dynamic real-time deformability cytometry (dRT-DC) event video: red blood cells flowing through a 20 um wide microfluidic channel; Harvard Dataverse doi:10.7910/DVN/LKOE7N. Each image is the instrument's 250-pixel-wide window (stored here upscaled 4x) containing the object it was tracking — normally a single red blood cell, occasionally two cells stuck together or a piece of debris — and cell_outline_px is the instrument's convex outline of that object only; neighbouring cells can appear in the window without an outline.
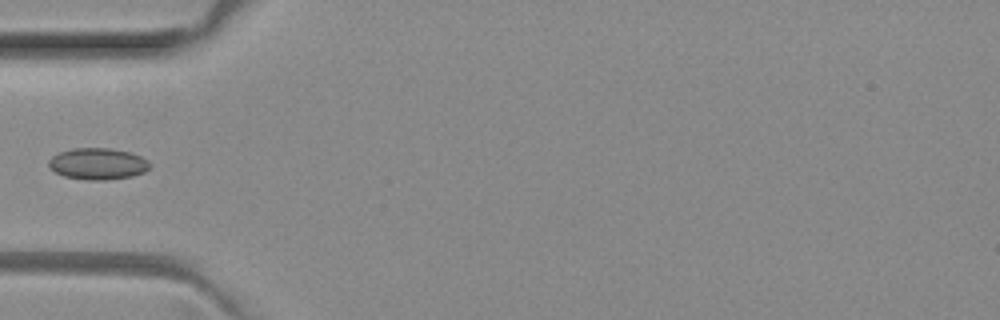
{"species": "common noctule bat (a hibernating species)", "species_latin": "Nyctalus noctula", "temperature_condition": "room temperature", "stored_images_in_passage": 4, "camera_frame_rate_fps": 3000, "um_per_image_px": 0.085, "animal": {"sex": "female", "body_mass_g": 29.2, "forearm_length_mm": 56.3}, "frame": {"image": 1, "passage_image": 3, "time_ms": 0.667, "image_size_px": [1000, 320], "cell_outline_px": [[148, 168], [144, 172], [132, 176], [108, 180], [88, 180], [64, 176], [56, 172], [48, 164], [48, 160], [52, 156], [60, 152], [72, 148], [112, 148], [132, 152], [148, 160]], "centroid_in_image_um": [8.32, 13.91], "position_along_channel_um": 76.7, "area_um2": 18.55}}
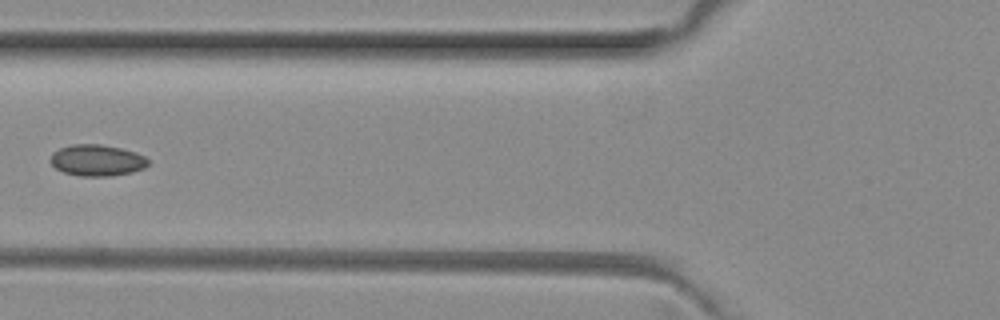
{"frame": {"image": 2, "passage_image": 4, "time_ms": 1.0, "image_size_px": [1000, 320], "cell_outline_px": [[148, 164], [144, 168], [132, 172], [112, 176], [80, 176], [64, 172], [56, 168], [52, 164], [52, 152], [60, 148], [72, 144], [100, 144], [120, 148], [136, 152], [144, 156], [148, 160]], "centroid_in_image_um": [8.26, 13.62], "position_along_channel_um": 117.5, "area_um2": 17.74}}